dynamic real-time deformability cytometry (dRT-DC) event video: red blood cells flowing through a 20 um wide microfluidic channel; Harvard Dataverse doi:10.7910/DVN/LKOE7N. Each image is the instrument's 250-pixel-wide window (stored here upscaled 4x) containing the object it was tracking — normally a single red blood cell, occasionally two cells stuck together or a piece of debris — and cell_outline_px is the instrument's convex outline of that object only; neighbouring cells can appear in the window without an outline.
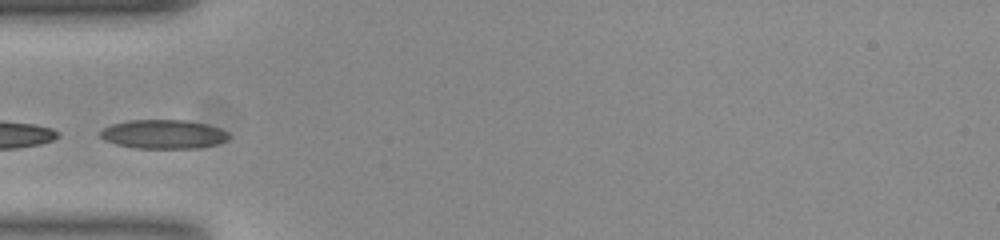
{"species": "common noctule bat (a hibernating species)", "species_latin": "Nyctalus noctula", "temperature_condition": "room temperature", "stored_images_in_passage": 33, "camera_frame_rate_fps": 3000, "um_per_image_px": 0.085, "animal": {"sex": "female", "body_mass_g": 23.0, "forearm_length_mm": 53.4}, "frame": {"image": 1, "passage_image": 1, "time_ms": 0.0, "image_size_px": [1000, 240], "cell_outline_px": [[228, 140], [216, 144], [196, 148], [136, 148], [116, 144], [104, 140], [100, 136], [100, 132], [104, 128], [112, 124], [128, 120], [188, 120], [208, 124], [220, 128], [228, 132]], "centroid_in_image_um": [13.91, 11.4], "position_along_channel_um": 71.1, "area_um2": 21.73}}